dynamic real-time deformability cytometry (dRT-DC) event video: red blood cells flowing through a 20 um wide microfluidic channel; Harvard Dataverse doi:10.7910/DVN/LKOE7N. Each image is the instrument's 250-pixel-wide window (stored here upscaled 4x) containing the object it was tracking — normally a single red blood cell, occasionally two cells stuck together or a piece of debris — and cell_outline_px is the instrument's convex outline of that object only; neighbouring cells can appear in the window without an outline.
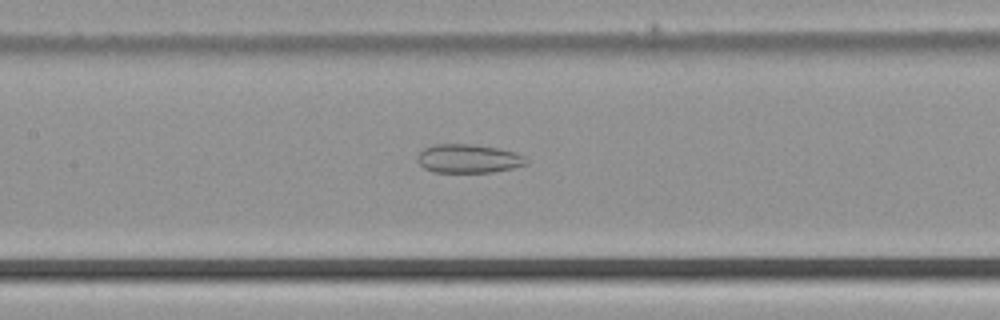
{"species": "common noctule bat (a hibernating species)", "species_latin": "Nyctalus noctula", "temperature_condition": "cold", "stored_images_in_passage": 51, "camera_frame_rate_fps": 3000, "um_per_image_px": 0.085, "animal": {"sex": "male", "body_mass_g": 21.5, "forearm_length_mm": 52.0}, "frame": {"image": 1, "passage_image": 24, "time_ms": 7.667, "image_size_px": [1000, 320], "cell_outline_px": [[528, 164], [512, 168], [492, 172], [436, 172], [424, 168], [416, 160], [416, 156], [424, 148], [432, 144], [472, 144], [500, 148], [516, 152], [524, 156], [528, 160]], "centroid_in_image_um": [39.82, 13.47], "position_along_channel_um": 167.6, "area_um2": 18.38}}
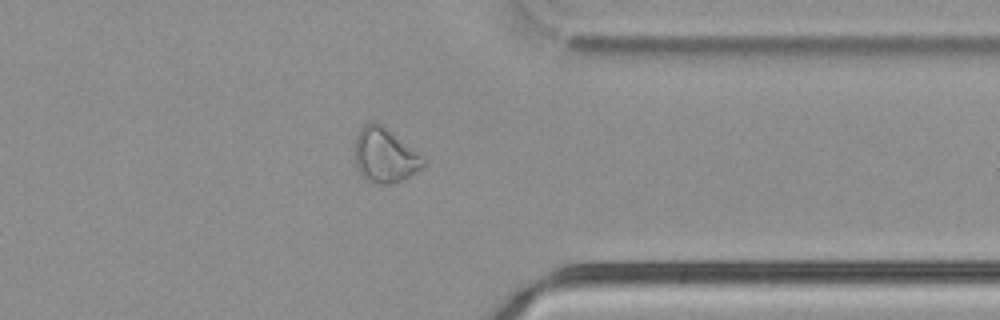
{"frame": {"image": 2, "passage_image": 40, "time_ms": 13.0, "image_size_px": [1000, 320], "cell_outline_px": [[428, 160], [420, 168], [408, 176], [392, 184], [380, 184], [368, 180], [356, 168], [352, 152], [356, 136], [360, 128], [368, 120], [372, 120], [380, 124]], "centroid_in_image_um": [32.64, 13.18], "position_along_channel_um": 378.8, "area_um2": 21.73}}
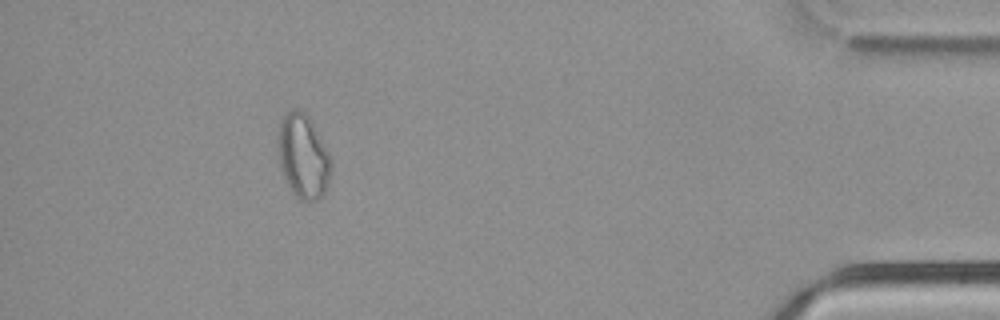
{"frame": {"image": 3, "passage_image": 46, "time_ms": 15.0, "image_size_px": [1000, 320], "cell_outline_px": [[332, 164], [328, 180], [324, 192], [316, 200], [300, 200], [292, 192], [284, 176], [280, 164], [276, 144], [276, 140], [280, 120], [292, 108], [300, 108], [312, 120], [332, 160]], "centroid_in_image_um": [25.74, 13.23], "position_along_channel_um": 409.5, "area_um2": 26.13}}